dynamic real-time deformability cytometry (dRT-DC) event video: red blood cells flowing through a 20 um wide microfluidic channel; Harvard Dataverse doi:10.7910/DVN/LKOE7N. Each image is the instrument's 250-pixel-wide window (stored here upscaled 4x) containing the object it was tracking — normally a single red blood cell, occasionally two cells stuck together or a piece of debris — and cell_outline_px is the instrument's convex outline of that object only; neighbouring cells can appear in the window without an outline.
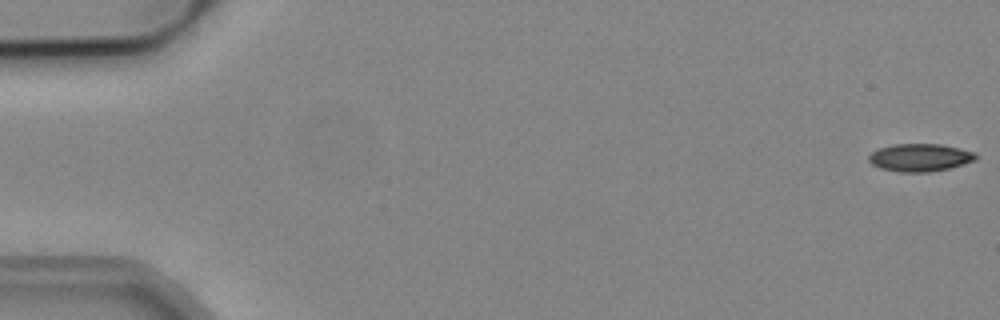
{"species": "common noctule bat (a hibernating species)", "species_latin": "Nyctalus noctula", "temperature_condition": "cold", "stored_images_in_passage": 19, "camera_frame_rate_fps": 3000, "um_per_image_px": 0.085, "animal": {"sex": "male", "body_mass_g": 19.2, "forearm_length_mm": 51.8}, "frame": {"image": 1, "passage_image": 1, "time_ms": 0.0, "image_size_px": [1000, 320], "cell_outline_px": [[976, 160], [964, 164], [948, 168], [928, 172], [900, 172], [880, 168], [872, 164], [868, 160], [868, 156], [872, 152], [880, 148], [892, 144], [940, 144], [960, 148], [976, 152]], "centroid_in_image_um": [78.2, 13.38], "position_along_channel_um": 6.8, "area_um2": 17.28}}
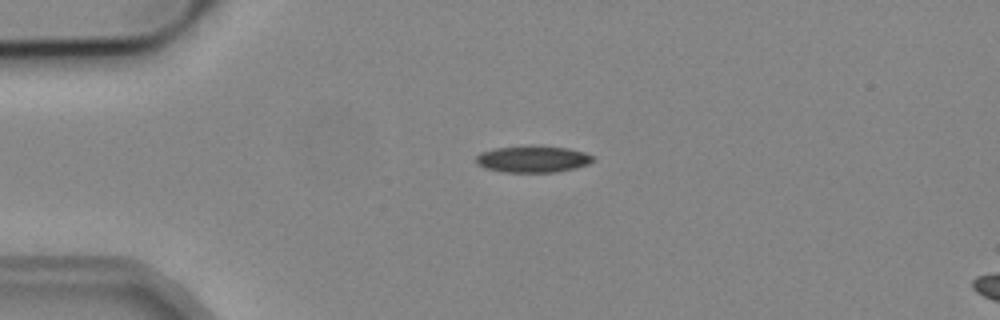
{"frame": {"image": 2, "passage_image": 13, "time_ms": 4.0, "image_size_px": [1000, 320], "cell_outline_px": [[596, 160], [588, 164], [576, 168], [556, 172], [504, 172], [484, 168], [476, 164], [476, 156], [480, 152], [496, 148], [536, 144], [568, 148], [584, 152], [592, 156]], "centroid_in_image_um": [45.29, 13.51], "position_along_channel_um": 39.7, "area_um2": 18.55}}